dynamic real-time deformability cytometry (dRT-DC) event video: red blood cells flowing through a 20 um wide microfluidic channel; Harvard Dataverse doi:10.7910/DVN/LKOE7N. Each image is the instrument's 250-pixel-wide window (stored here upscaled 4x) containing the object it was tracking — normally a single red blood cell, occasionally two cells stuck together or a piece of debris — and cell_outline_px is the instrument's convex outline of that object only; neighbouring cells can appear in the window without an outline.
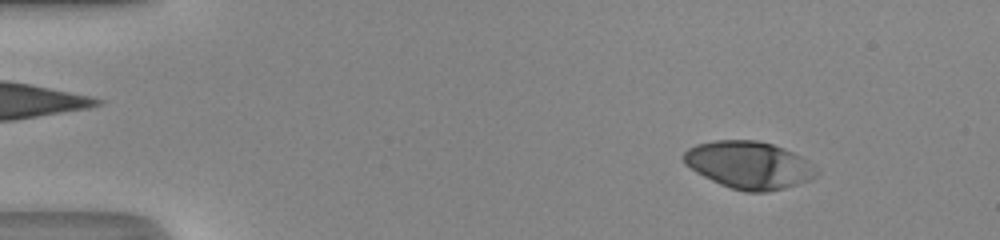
{"species": "human", "species_latin": "Homo sapiens", "temperature_condition": "room temperature", "stored_images_in_passage": 48, "camera_frame_rate_fps": 3000, "um_per_image_px": 0.085, "donor": {"sex": "male"}, "frame": {"image": 1, "passage_image": 6, "time_ms": 1.667, "image_size_px": [1000, 240], "cell_outline_px": [[820, 172], [812, 180], [784, 188], [768, 192], [744, 192], [720, 184], [696, 172], [684, 164], [684, 152], [688, 148], [696, 144], [716, 140], [756, 140], [772, 144], [784, 148], [800, 156], [812, 164]], "centroid_in_image_um": [63.68, 14.03], "position_along_channel_um": 21.3, "area_um2": 36.7}}
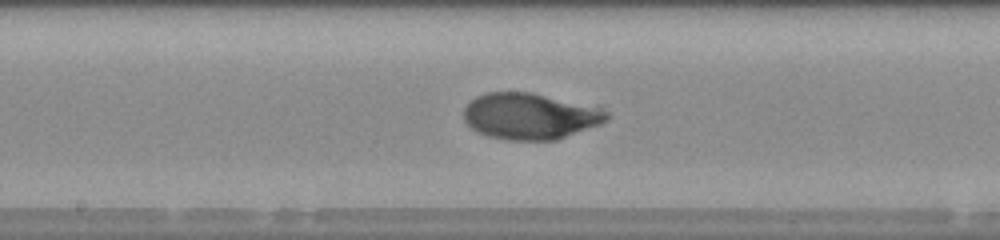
{"frame": {"image": 2, "passage_image": 26, "time_ms": 8.333, "image_size_px": [1000, 240], "cell_outline_px": [[608, 116], [600, 124], [556, 140], [504, 140], [488, 136], [476, 132], [464, 120], [464, 108], [476, 96], [488, 92], [532, 92], [608, 112]], "centroid_in_image_um": [44.94, 9.89], "position_along_channel_um": 203.3, "area_um2": 37.74}}
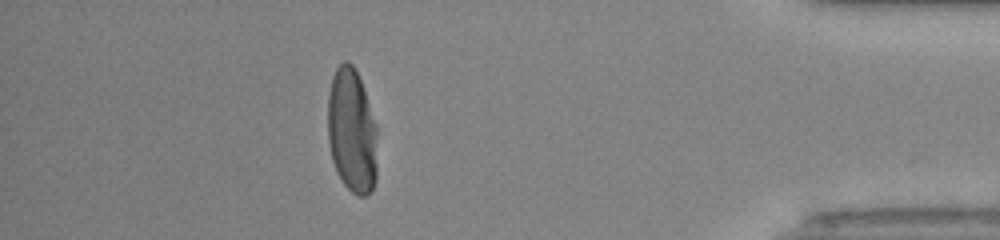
{"frame": {"image": 3, "passage_image": 43, "time_ms": 14.0, "image_size_px": [1000, 240], "cell_outline_px": [[376, 180], [372, 192], [368, 196], [360, 196], [352, 192], [344, 184], [336, 172], [332, 160], [328, 144], [328, 92], [332, 76], [336, 68], [344, 60], [348, 60], [352, 64], [360, 80], [376, 124]], "centroid_in_image_um": [29.89, 11.15], "position_along_channel_um": 405.3, "area_um2": 36.18}, "authors_computed_cell_mechanics": {"area_um2": 36.7608, "velocity_mm_per_s": 4.3341, "shape_relaxation_time_tau1_ms": 4.9464, "shape_relaxation_time_tau2_ms": null, "deformation_change_tau1": 0.2423, "deformation_change_tau2": null}}